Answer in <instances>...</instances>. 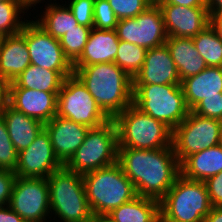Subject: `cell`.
Listing matches in <instances>:
<instances>
[{
  "label": "cell",
  "instance_id": "6da1fadb",
  "mask_svg": "<svg viewBox=\"0 0 222 222\" xmlns=\"http://www.w3.org/2000/svg\"><path fill=\"white\" fill-rule=\"evenodd\" d=\"M117 162L132 181L137 195L157 201L180 175L173 146L154 150L118 148Z\"/></svg>",
  "mask_w": 222,
  "mask_h": 222
},
{
  "label": "cell",
  "instance_id": "7a4b0ae2",
  "mask_svg": "<svg viewBox=\"0 0 222 222\" xmlns=\"http://www.w3.org/2000/svg\"><path fill=\"white\" fill-rule=\"evenodd\" d=\"M73 73L110 119L133 104V79L114 62L73 67Z\"/></svg>",
  "mask_w": 222,
  "mask_h": 222
},
{
  "label": "cell",
  "instance_id": "3957f363",
  "mask_svg": "<svg viewBox=\"0 0 222 222\" xmlns=\"http://www.w3.org/2000/svg\"><path fill=\"white\" fill-rule=\"evenodd\" d=\"M93 214H108L137 196L118 162L82 175Z\"/></svg>",
  "mask_w": 222,
  "mask_h": 222
},
{
  "label": "cell",
  "instance_id": "277c9868",
  "mask_svg": "<svg viewBox=\"0 0 222 222\" xmlns=\"http://www.w3.org/2000/svg\"><path fill=\"white\" fill-rule=\"evenodd\" d=\"M118 148L154 150L172 146V130L134 104L113 118Z\"/></svg>",
  "mask_w": 222,
  "mask_h": 222
},
{
  "label": "cell",
  "instance_id": "5b68a950",
  "mask_svg": "<svg viewBox=\"0 0 222 222\" xmlns=\"http://www.w3.org/2000/svg\"><path fill=\"white\" fill-rule=\"evenodd\" d=\"M50 211L63 222H89L92 211L82 175L65 165L47 177Z\"/></svg>",
  "mask_w": 222,
  "mask_h": 222
},
{
  "label": "cell",
  "instance_id": "8992f818",
  "mask_svg": "<svg viewBox=\"0 0 222 222\" xmlns=\"http://www.w3.org/2000/svg\"><path fill=\"white\" fill-rule=\"evenodd\" d=\"M159 203L162 222H204L212 209L204 181L189 180L181 174Z\"/></svg>",
  "mask_w": 222,
  "mask_h": 222
},
{
  "label": "cell",
  "instance_id": "52a82bcc",
  "mask_svg": "<svg viewBox=\"0 0 222 222\" xmlns=\"http://www.w3.org/2000/svg\"><path fill=\"white\" fill-rule=\"evenodd\" d=\"M133 104L172 131L190 112L181 84H133Z\"/></svg>",
  "mask_w": 222,
  "mask_h": 222
},
{
  "label": "cell",
  "instance_id": "ba28073f",
  "mask_svg": "<svg viewBox=\"0 0 222 222\" xmlns=\"http://www.w3.org/2000/svg\"><path fill=\"white\" fill-rule=\"evenodd\" d=\"M118 139L113 119L90 128L84 142L65 166L80 175L98 170L117 162Z\"/></svg>",
  "mask_w": 222,
  "mask_h": 222
},
{
  "label": "cell",
  "instance_id": "9c48e42d",
  "mask_svg": "<svg viewBox=\"0 0 222 222\" xmlns=\"http://www.w3.org/2000/svg\"><path fill=\"white\" fill-rule=\"evenodd\" d=\"M56 115L89 128L98 127L110 120L74 73L64 79L57 96Z\"/></svg>",
  "mask_w": 222,
  "mask_h": 222
},
{
  "label": "cell",
  "instance_id": "30bf717a",
  "mask_svg": "<svg viewBox=\"0 0 222 222\" xmlns=\"http://www.w3.org/2000/svg\"><path fill=\"white\" fill-rule=\"evenodd\" d=\"M221 130V120L202 117L190 111L172 131V146L179 164L194 153L218 145Z\"/></svg>",
  "mask_w": 222,
  "mask_h": 222
},
{
  "label": "cell",
  "instance_id": "8fae6325",
  "mask_svg": "<svg viewBox=\"0 0 222 222\" xmlns=\"http://www.w3.org/2000/svg\"><path fill=\"white\" fill-rule=\"evenodd\" d=\"M8 206L26 222L47 221L46 217L52 214L47 178L17 176Z\"/></svg>",
  "mask_w": 222,
  "mask_h": 222
},
{
  "label": "cell",
  "instance_id": "7c38bea8",
  "mask_svg": "<svg viewBox=\"0 0 222 222\" xmlns=\"http://www.w3.org/2000/svg\"><path fill=\"white\" fill-rule=\"evenodd\" d=\"M115 31L119 40L146 49L164 45L168 37L161 9L155 2L135 18L120 19Z\"/></svg>",
  "mask_w": 222,
  "mask_h": 222
},
{
  "label": "cell",
  "instance_id": "4fadbf2b",
  "mask_svg": "<svg viewBox=\"0 0 222 222\" xmlns=\"http://www.w3.org/2000/svg\"><path fill=\"white\" fill-rule=\"evenodd\" d=\"M21 33L25 36L32 65L53 71H73L59 39L48 34L35 20H26Z\"/></svg>",
  "mask_w": 222,
  "mask_h": 222
},
{
  "label": "cell",
  "instance_id": "5bb4252c",
  "mask_svg": "<svg viewBox=\"0 0 222 222\" xmlns=\"http://www.w3.org/2000/svg\"><path fill=\"white\" fill-rule=\"evenodd\" d=\"M63 164L55 156L49 134L43 129L33 143L18 153L15 174L25 178H47Z\"/></svg>",
  "mask_w": 222,
  "mask_h": 222
},
{
  "label": "cell",
  "instance_id": "9a60e30c",
  "mask_svg": "<svg viewBox=\"0 0 222 222\" xmlns=\"http://www.w3.org/2000/svg\"><path fill=\"white\" fill-rule=\"evenodd\" d=\"M161 9L168 37L194 38L209 25L207 7H183L174 4H157Z\"/></svg>",
  "mask_w": 222,
  "mask_h": 222
},
{
  "label": "cell",
  "instance_id": "2e32d148",
  "mask_svg": "<svg viewBox=\"0 0 222 222\" xmlns=\"http://www.w3.org/2000/svg\"><path fill=\"white\" fill-rule=\"evenodd\" d=\"M44 129L49 134L55 156L65 165L84 142L90 128L56 115L45 123Z\"/></svg>",
  "mask_w": 222,
  "mask_h": 222
},
{
  "label": "cell",
  "instance_id": "e0dca14e",
  "mask_svg": "<svg viewBox=\"0 0 222 222\" xmlns=\"http://www.w3.org/2000/svg\"><path fill=\"white\" fill-rule=\"evenodd\" d=\"M133 84H181L178 70L165 44L147 49L145 61L133 78Z\"/></svg>",
  "mask_w": 222,
  "mask_h": 222
},
{
  "label": "cell",
  "instance_id": "ac0fdd59",
  "mask_svg": "<svg viewBox=\"0 0 222 222\" xmlns=\"http://www.w3.org/2000/svg\"><path fill=\"white\" fill-rule=\"evenodd\" d=\"M57 96L58 93L9 88V105L45 124L57 114Z\"/></svg>",
  "mask_w": 222,
  "mask_h": 222
},
{
  "label": "cell",
  "instance_id": "d6986e66",
  "mask_svg": "<svg viewBox=\"0 0 222 222\" xmlns=\"http://www.w3.org/2000/svg\"><path fill=\"white\" fill-rule=\"evenodd\" d=\"M30 64V55L25 36L21 32L2 36L0 78L9 83L13 82Z\"/></svg>",
  "mask_w": 222,
  "mask_h": 222
},
{
  "label": "cell",
  "instance_id": "ffe728a7",
  "mask_svg": "<svg viewBox=\"0 0 222 222\" xmlns=\"http://www.w3.org/2000/svg\"><path fill=\"white\" fill-rule=\"evenodd\" d=\"M119 38L114 30L92 28L80 58L73 67H84L97 63H109L115 61L119 47Z\"/></svg>",
  "mask_w": 222,
  "mask_h": 222
},
{
  "label": "cell",
  "instance_id": "44dd1931",
  "mask_svg": "<svg viewBox=\"0 0 222 222\" xmlns=\"http://www.w3.org/2000/svg\"><path fill=\"white\" fill-rule=\"evenodd\" d=\"M187 107L191 111L206 97L222 96V67H206L181 81Z\"/></svg>",
  "mask_w": 222,
  "mask_h": 222
},
{
  "label": "cell",
  "instance_id": "7402d4cb",
  "mask_svg": "<svg viewBox=\"0 0 222 222\" xmlns=\"http://www.w3.org/2000/svg\"><path fill=\"white\" fill-rule=\"evenodd\" d=\"M222 172V147L204 149L188 156L180 164V174L189 180L205 181Z\"/></svg>",
  "mask_w": 222,
  "mask_h": 222
},
{
  "label": "cell",
  "instance_id": "603a6c76",
  "mask_svg": "<svg viewBox=\"0 0 222 222\" xmlns=\"http://www.w3.org/2000/svg\"><path fill=\"white\" fill-rule=\"evenodd\" d=\"M165 45L169 49L181 81L197 75L208 67L196 50L192 38L167 37Z\"/></svg>",
  "mask_w": 222,
  "mask_h": 222
},
{
  "label": "cell",
  "instance_id": "cb8c5ba5",
  "mask_svg": "<svg viewBox=\"0 0 222 222\" xmlns=\"http://www.w3.org/2000/svg\"><path fill=\"white\" fill-rule=\"evenodd\" d=\"M8 135L17 152L29 147L44 129V123L8 105L3 115Z\"/></svg>",
  "mask_w": 222,
  "mask_h": 222
},
{
  "label": "cell",
  "instance_id": "d4e9b609",
  "mask_svg": "<svg viewBox=\"0 0 222 222\" xmlns=\"http://www.w3.org/2000/svg\"><path fill=\"white\" fill-rule=\"evenodd\" d=\"M73 71H53L30 64L9 88H28L44 92L59 93L64 79Z\"/></svg>",
  "mask_w": 222,
  "mask_h": 222
},
{
  "label": "cell",
  "instance_id": "484cf974",
  "mask_svg": "<svg viewBox=\"0 0 222 222\" xmlns=\"http://www.w3.org/2000/svg\"><path fill=\"white\" fill-rule=\"evenodd\" d=\"M108 214L114 222H159L160 203L137 195Z\"/></svg>",
  "mask_w": 222,
  "mask_h": 222
},
{
  "label": "cell",
  "instance_id": "4316f807",
  "mask_svg": "<svg viewBox=\"0 0 222 222\" xmlns=\"http://www.w3.org/2000/svg\"><path fill=\"white\" fill-rule=\"evenodd\" d=\"M45 7L43 15L35 21L54 38L60 40L65 33L79 25L67 5L51 2Z\"/></svg>",
  "mask_w": 222,
  "mask_h": 222
},
{
  "label": "cell",
  "instance_id": "83f0119b",
  "mask_svg": "<svg viewBox=\"0 0 222 222\" xmlns=\"http://www.w3.org/2000/svg\"><path fill=\"white\" fill-rule=\"evenodd\" d=\"M192 39L207 66L222 67V40L210 25Z\"/></svg>",
  "mask_w": 222,
  "mask_h": 222
},
{
  "label": "cell",
  "instance_id": "f1b7e54d",
  "mask_svg": "<svg viewBox=\"0 0 222 222\" xmlns=\"http://www.w3.org/2000/svg\"><path fill=\"white\" fill-rule=\"evenodd\" d=\"M29 10L21 0H5L0 2V36H8L21 32L26 22L20 18L22 13ZM20 15V16H19Z\"/></svg>",
  "mask_w": 222,
  "mask_h": 222
},
{
  "label": "cell",
  "instance_id": "f546056e",
  "mask_svg": "<svg viewBox=\"0 0 222 222\" xmlns=\"http://www.w3.org/2000/svg\"><path fill=\"white\" fill-rule=\"evenodd\" d=\"M146 52L142 46L120 40L114 63L133 79L143 66Z\"/></svg>",
  "mask_w": 222,
  "mask_h": 222
},
{
  "label": "cell",
  "instance_id": "4dcf8cb0",
  "mask_svg": "<svg viewBox=\"0 0 222 222\" xmlns=\"http://www.w3.org/2000/svg\"><path fill=\"white\" fill-rule=\"evenodd\" d=\"M92 28L93 27L77 25L76 28L69 30L59 40L64 55L72 65L82 55Z\"/></svg>",
  "mask_w": 222,
  "mask_h": 222
},
{
  "label": "cell",
  "instance_id": "1f68e13d",
  "mask_svg": "<svg viewBox=\"0 0 222 222\" xmlns=\"http://www.w3.org/2000/svg\"><path fill=\"white\" fill-rule=\"evenodd\" d=\"M18 160V152L9 135L6 123L0 118V169L15 171Z\"/></svg>",
  "mask_w": 222,
  "mask_h": 222
},
{
  "label": "cell",
  "instance_id": "d6a6232c",
  "mask_svg": "<svg viewBox=\"0 0 222 222\" xmlns=\"http://www.w3.org/2000/svg\"><path fill=\"white\" fill-rule=\"evenodd\" d=\"M117 18H135L144 12L154 0H108Z\"/></svg>",
  "mask_w": 222,
  "mask_h": 222
},
{
  "label": "cell",
  "instance_id": "836d02e7",
  "mask_svg": "<svg viewBox=\"0 0 222 222\" xmlns=\"http://www.w3.org/2000/svg\"><path fill=\"white\" fill-rule=\"evenodd\" d=\"M119 19L114 14L108 0H95L94 2V28L114 30Z\"/></svg>",
  "mask_w": 222,
  "mask_h": 222
},
{
  "label": "cell",
  "instance_id": "e575fe53",
  "mask_svg": "<svg viewBox=\"0 0 222 222\" xmlns=\"http://www.w3.org/2000/svg\"><path fill=\"white\" fill-rule=\"evenodd\" d=\"M94 2L95 0H71L67 6L73 13L79 25L94 26Z\"/></svg>",
  "mask_w": 222,
  "mask_h": 222
},
{
  "label": "cell",
  "instance_id": "d590c367",
  "mask_svg": "<svg viewBox=\"0 0 222 222\" xmlns=\"http://www.w3.org/2000/svg\"><path fill=\"white\" fill-rule=\"evenodd\" d=\"M191 111L202 117L214 118L222 121V96L206 97Z\"/></svg>",
  "mask_w": 222,
  "mask_h": 222
},
{
  "label": "cell",
  "instance_id": "8d00e7d4",
  "mask_svg": "<svg viewBox=\"0 0 222 222\" xmlns=\"http://www.w3.org/2000/svg\"><path fill=\"white\" fill-rule=\"evenodd\" d=\"M16 177L14 171L0 169V207L9 204Z\"/></svg>",
  "mask_w": 222,
  "mask_h": 222
},
{
  "label": "cell",
  "instance_id": "74e56055",
  "mask_svg": "<svg viewBox=\"0 0 222 222\" xmlns=\"http://www.w3.org/2000/svg\"><path fill=\"white\" fill-rule=\"evenodd\" d=\"M212 207H222V172L204 181Z\"/></svg>",
  "mask_w": 222,
  "mask_h": 222
},
{
  "label": "cell",
  "instance_id": "f35d334b",
  "mask_svg": "<svg viewBox=\"0 0 222 222\" xmlns=\"http://www.w3.org/2000/svg\"><path fill=\"white\" fill-rule=\"evenodd\" d=\"M9 84V82L0 78V118H3L9 105Z\"/></svg>",
  "mask_w": 222,
  "mask_h": 222
},
{
  "label": "cell",
  "instance_id": "ab89813d",
  "mask_svg": "<svg viewBox=\"0 0 222 222\" xmlns=\"http://www.w3.org/2000/svg\"><path fill=\"white\" fill-rule=\"evenodd\" d=\"M156 4H174L183 7H207L205 0H154Z\"/></svg>",
  "mask_w": 222,
  "mask_h": 222
},
{
  "label": "cell",
  "instance_id": "60d3db41",
  "mask_svg": "<svg viewBox=\"0 0 222 222\" xmlns=\"http://www.w3.org/2000/svg\"><path fill=\"white\" fill-rule=\"evenodd\" d=\"M0 222H26V221L7 205L4 207H0Z\"/></svg>",
  "mask_w": 222,
  "mask_h": 222
},
{
  "label": "cell",
  "instance_id": "b9f144b4",
  "mask_svg": "<svg viewBox=\"0 0 222 222\" xmlns=\"http://www.w3.org/2000/svg\"><path fill=\"white\" fill-rule=\"evenodd\" d=\"M209 25L214 29L217 36L222 40V12L209 13Z\"/></svg>",
  "mask_w": 222,
  "mask_h": 222
},
{
  "label": "cell",
  "instance_id": "7bdbcfd3",
  "mask_svg": "<svg viewBox=\"0 0 222 222\" xmlns=\"http://www.w3.org/2000/svg\"><path fill=\"white\" fill-rule=\"evenodd\" d=\"M204 222H222V207H212Z\"/></svg>",
  "mask_w": 222,
  "mask_h": 222
},
{
  "label": "cell",
  "instance_id": "ee69618b",
  "mask_svg": "<svg viewBox=\"0 0 222 222\" xmlns=\"http://www.w3.org/2000/svg\"><path fill=\"white\" fill-rule=\"evenodd\" d=\"M209 13L222 12V0H205Z\"/></svg>",
  "mask_w": 222,
  "mask_h": 222
},
{
  "label": "cell",
  "instance_id": "f6af8a7d",
  "mask_svg": "<svg viewBox=\"0 0 222 222\" xmlns=\"http://www.w3.org/2000/svg\"><path fill=\"white\" fill-rule=\"evenodd\" d=\"M89 222H114L109 214H93Z\"/></svg>",
  "mask_w": 222,
  "mask_h": 222
},
{
  "label": "cell",
  "instance_id": "bcb514c9",
  "mask_svg": "<svg viewBox=\"0 0 222 222\" xmlns=\"http://www.w3.org/2000/svg\"><path fill=\"white\" fill-rule=\"evenodd\" d=\"M22 3L29 9L31 7L36 6L37 3H41L42 0H21ZM44 1V0H43Z\"/></svg>",
  "mask_w": 222,
  "mask_h": 222
},
{
  "label": "cell",
  "instance_id": "7dc6e473",
  "mask_svg": "<svg viewBox=\"0 0 222 222\" xmlns=\"http://www.w3.org/2000/svg\"><path fill=\"white\" fill-rule=\"evenodd\" d=\"M219 145L222 147V130H221V135H220V142Z\"/></svg>",
  "mask_w": 222,
  "mask_h": 222
}]
</instances>
